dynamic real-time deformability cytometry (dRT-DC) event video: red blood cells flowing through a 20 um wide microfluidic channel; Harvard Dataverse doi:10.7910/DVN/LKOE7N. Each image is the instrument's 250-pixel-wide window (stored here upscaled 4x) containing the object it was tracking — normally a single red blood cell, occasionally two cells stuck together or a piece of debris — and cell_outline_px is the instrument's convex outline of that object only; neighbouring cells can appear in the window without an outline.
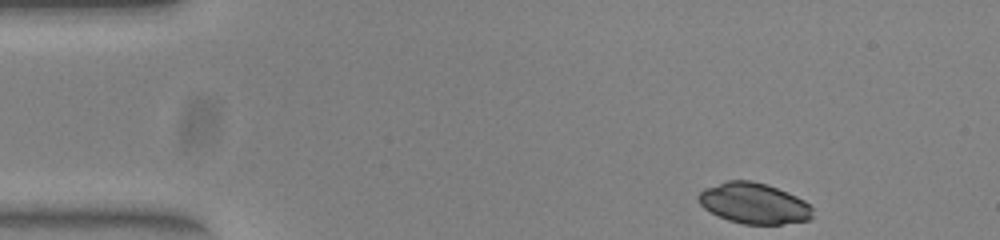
{"species": "common noctule bat (a hibernating species)", "species_latin": "Nyctalus noctula", "temperature_condition": "warm", "stored_images_in_passage": 47, "camera_frame_rate_fps": 3000, "um_per_image_px": 0.085, "animal": {"sex": "female", "body_mass_g": 23.0, "forearm_length_mm": 53.4}, "frame": {"image": 1, "passage_image": 1, "time_ms": 0.0, "image_size_px": [1000, 240], "cell_outline_px": [[812, 216], [808, 220], [780, 224], [744, 224], [728, 220], [704, 208], [700, 204], [696, 196], [704, 188], [728, 180], [748, 180], [764, 184], [776, 188], [796, 196], [804, 200], [812, 208]], "centroid_in_image_um": [64.06, 17.28], "position_along_channel_um": 20.9, "area_um2": 26.82}}
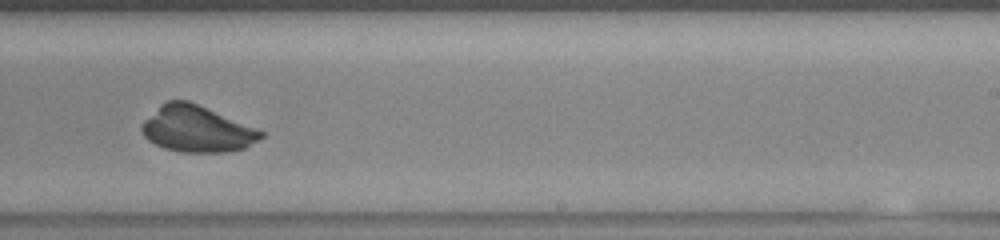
{"frame": {"image": 2, "passage_image": 27, "time_ms": 8.667, "image_size_px": [1000, 240], "cell_outline_px": [[264, 136], [260, 140], [244, 148], [228, 152], [180, 152], [164, 148], [148, 140], [144, 136], [140, 128], [140, 124], [160, 104], [168, 100], [188, 100], [256, 128], [264, 132]], "centroid_in_image_um": [16.71, 10.97], "position_along_channel_um": 272.3, "area_um2": 32.14}}
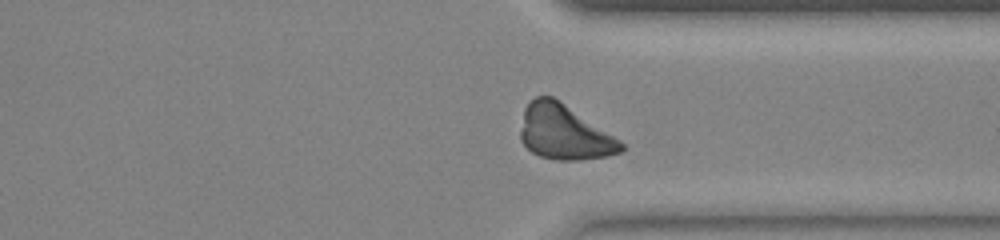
{"frame": {"image": 3, "passage_image": 34, "time_ms": 11.0, "image_size_px": [1000, 240], "cell_outline_px": [[624, 148], [620, 152], [608, 156], [580, 160], [556, 160], [540, 156], [532, 152], [520, 140], [520, 132], [524, 108], [536, 96], [552, 96], [560, 100], [620, 140], [624, 144]], "centroid_in_image_um": [47.95, 11.25], "position_along_channel_um": 363.5, "area_um2": 32.02}}